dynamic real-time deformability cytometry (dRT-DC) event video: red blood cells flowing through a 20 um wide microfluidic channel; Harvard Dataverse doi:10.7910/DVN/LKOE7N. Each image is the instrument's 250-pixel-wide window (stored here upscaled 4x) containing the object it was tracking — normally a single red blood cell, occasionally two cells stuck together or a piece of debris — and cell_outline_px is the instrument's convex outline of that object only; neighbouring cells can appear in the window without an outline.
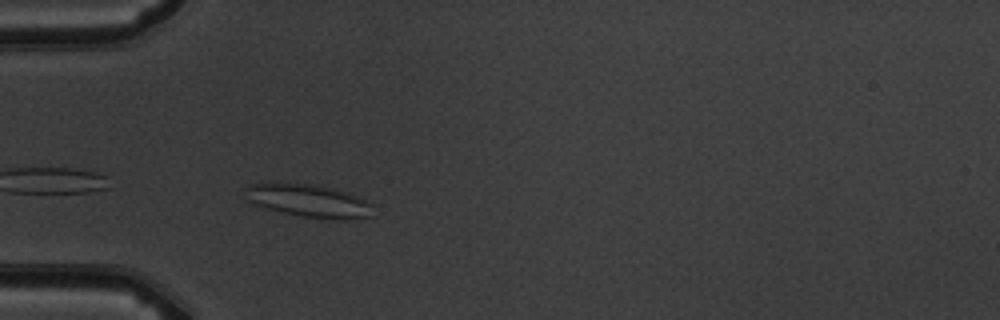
{"species": "common noctule bat (a hibernating species)", "species_latin": "Nyctalus noctula", "temperature_condition": "warm", "stored_images_in_passage": 3, "camera_frame_rate_fps": 3000, "um_per_image_px": 0.085, "animal": {"sex": "male", "body_mass_g": 19.5, "forearm_length_mm": 54.6}, "frame": {"image": 1, "passage_image": 3, "time_ms": 2.0, "image_size_px": [1000, 320], "cell_outline_px": [[368, 216], [304, 216], [284, 212], [252, 204], [248, 200], [244, 188], [248, 184], [312, 184], [348, 192], [368, 200]], "centroid_in_image_um": [26.09, 17.0], "position_along_channel_um": 58.9, "area_um2": 22.66}}